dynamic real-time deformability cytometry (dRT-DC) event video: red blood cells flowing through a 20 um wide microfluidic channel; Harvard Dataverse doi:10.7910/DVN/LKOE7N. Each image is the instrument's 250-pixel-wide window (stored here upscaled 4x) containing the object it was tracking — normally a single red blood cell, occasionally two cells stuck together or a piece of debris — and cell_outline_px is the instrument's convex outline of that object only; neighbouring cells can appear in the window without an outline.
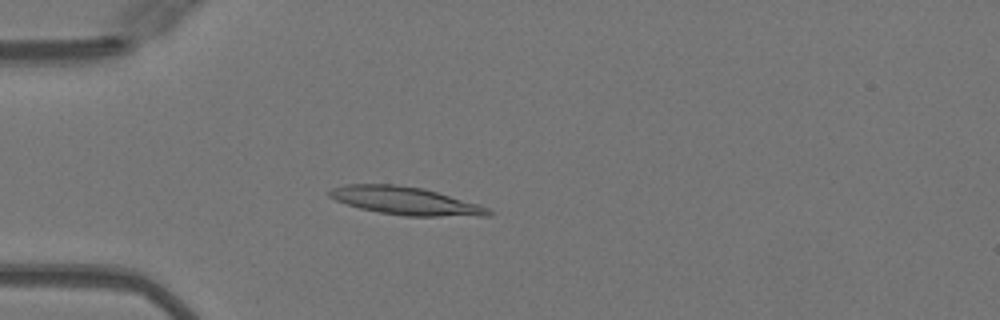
{"species": "Egyptian fruit bat (a non-hibernating species)", "species_latin": "Rousettus aegyptiacus", "temperature_condition": "warm", "stored_images_in_passage": 43, "camera_frame_rate_fps": 3000, "um_per_image_px": 0.085, "animal": {"sex": "female"}, "frame": {"image": 1, "passage_image": 13, "time_ms": 4.0, "image_size_px": [1000, 320], "cell_outline_px": [[492, 216], [404, 216], [380, 212], [360, 208], [336, 200], [328, 196], [328, 192], [332, 188], [344, 184], [396, 184], [424, 188], [480, 204], [488, 208], [492, 212]], "centroid_in_image_um": [34.5, 17.06], "position_along_channel_um": 50.5, "area_um2": 25.95}}
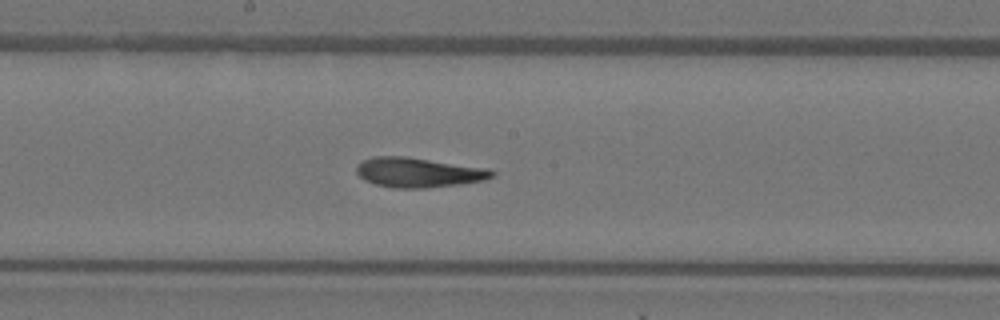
{"frame": {"image": 2, "passage_image": 26, "time_ms": 8.333, "image_size_px": [1000, 320], "cell_outline_px": [[496, 176], [484, 180], [460, 184], [424, 188], [392, 188], [376, 184], [364, 180], [356, 172], [356, 164], [372, 156], [404, 156], [488, 168], [496, 172]], "centroid_in_image_um": [35.57, 14.65], "position_along_channel_um": 212.6, "area_um2": 23.58}}
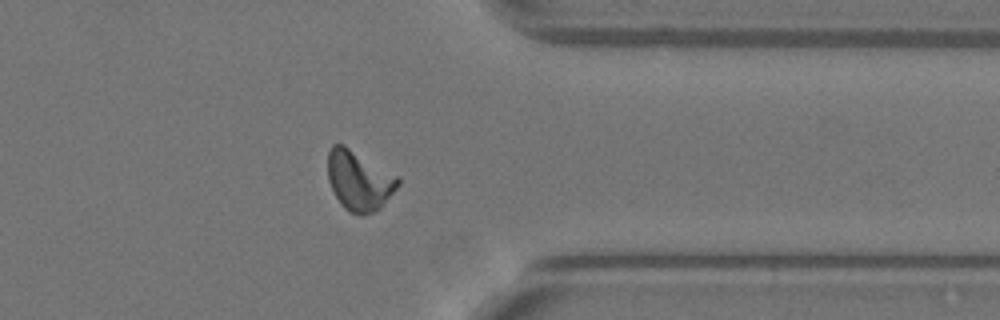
{"frame": {"image": 3, "passage_image": 39, "time_ms": 12.667, "image_size_px": [1000, 320], "cell_outline_px": [[400, 184], [380, 208], [376, 212], [360, 216], [348, 212], [344, 208], [336, 196], [328, 180], [328, 152], [332, 144], [344, 144], [400, 176]], "centroid_in_image_um": [30.54, 15.34], "position_along_channel_um": 380.9, "area_um2": 24.8}, "authors_computed_cell_mechanics": {"area_um2": 24.0448, "velocity_mm_per_s": 4.057, "shape_relaxation_time_tau1_ms": 9.9061, "shape_relaxation_time_tau2_ms": 2.4153, "deformation_change_tau1": 0.3387, "deformation_change_tau2": 0.1106}}